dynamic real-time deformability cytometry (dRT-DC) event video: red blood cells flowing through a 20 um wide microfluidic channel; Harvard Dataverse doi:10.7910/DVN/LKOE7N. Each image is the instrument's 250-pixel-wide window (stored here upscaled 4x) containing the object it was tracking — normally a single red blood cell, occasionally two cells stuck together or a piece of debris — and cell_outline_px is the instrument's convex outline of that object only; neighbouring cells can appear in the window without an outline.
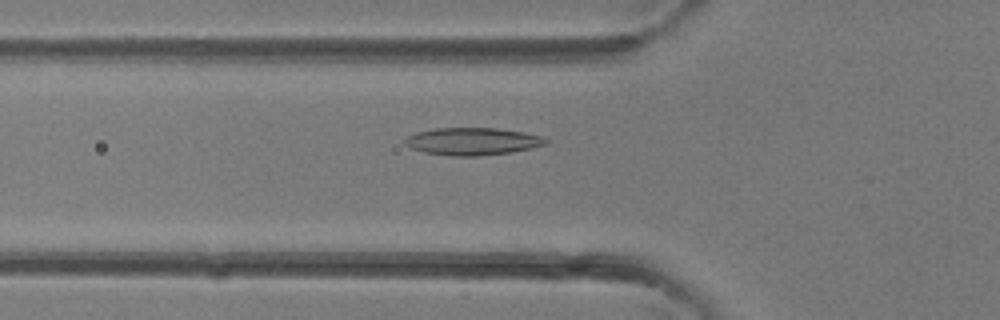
{"species": "common noctule bat (a hibernating species)", "species_latin": "Nyctalus noctula", "temperature_condition": "room temperature", "stored_images_in_passage": 36, "camera_frame_rate_fps": 3000, "um_per_image_px": 0.085, "animal": {"sex": "female"}, "frame": {"image": 1, "passage_image": 10, "time_ms": 3.0, "image_size_px": [1000, 320], "cell_outline_px": [[548, 144], [532, 148], [512, 152], [480, 156], [452, 156], [424, 152], [412, 148], [404, 144], [404, 140], [408, 136], [416, 132], [436, 128], [496, 128], [524, 132], [540, 136], [548, 140]], "centroid_in_image_um": [40.17, 12.02], "position_along_channel_um": 85.6, "area_um2": 22.54}}
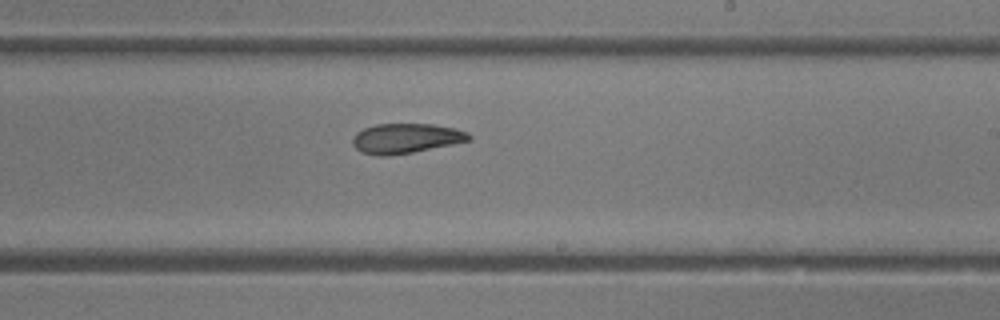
{"frame": {"image": 2, "passage_image": 20, "time_ms": 6.333, "image_size_px": [1000, 320], "cell_outline_px": [[472, 140], [412, 152], [384, 156], [376, 156], [360, 152], [352, 144], [352, 136], [356, 132], [364, 128], [376, 124], [432, 124], [456, 128], [468, 132], [472, 136]], "centroid_in_image_um": [34.48, 11.76], "position_along_channel_um": 254.5, "area_um2": 20.35}}
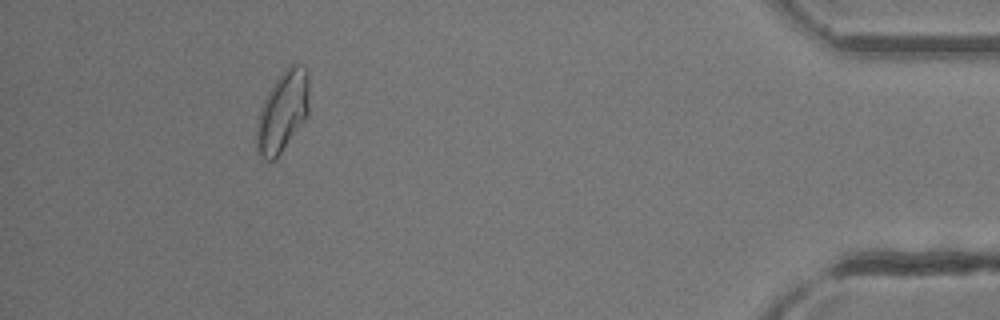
{"frame": {"image": 3, "passage_image": 33, "time_ms": 10.667, "image_size_px": [1000, 320], "cell_outline_px": [[308, 116], [276, 160], [264, 160], [256, 152], [256, 124], [260, 108], [268, 92], [284, 68], [288, 64], [296, 64], [304, 68], [308, 80]], "centroid_in_image_um": [23.99, 9.54], "position_along_channel_um": 411.2, "area_um2": 24.85}}